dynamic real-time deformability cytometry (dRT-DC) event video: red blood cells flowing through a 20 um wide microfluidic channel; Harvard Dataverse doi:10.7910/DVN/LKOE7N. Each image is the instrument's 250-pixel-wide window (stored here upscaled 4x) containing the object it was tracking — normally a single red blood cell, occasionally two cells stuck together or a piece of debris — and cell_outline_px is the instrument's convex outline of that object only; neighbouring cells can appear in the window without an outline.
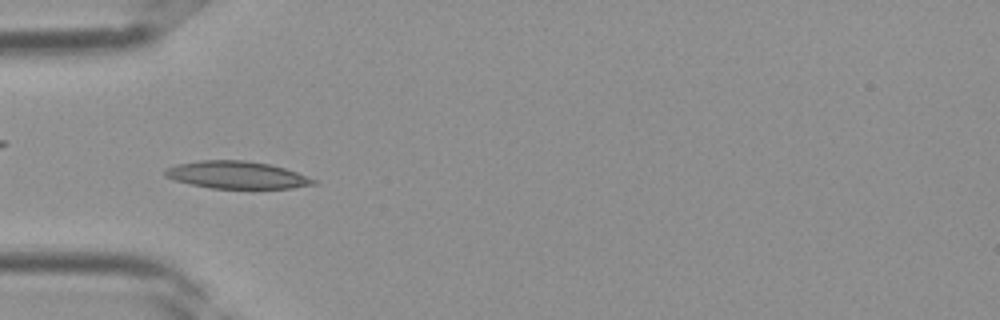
{"species": "Egyptian fruit bat (a non-hibernating species)", "species_latin": "Rousettus aegyptiacus", "temperature_condition": "room temperature", "stored_images_in_passage": 36, "camera_frame_rate_fps": 3000, "um_per_image_px": 0.085, "frame": {"image": 1, "passage_image": 11, "time_ms": 3.333, "image_size_px": [1000, 320], "cell_outline_px": [[316, 184], [292, 188], [212, 188], [192, 184], [176, 180], [164, 176], [164, 168], [176, 164], [200, 160], [244, 160], [268, 164], [284, 168], [296, 172], [316, 180]], "centroid_in_image_um": [20.09, 14.86], "position_along_channel_um": 64.9, "area_um2": 23.47}}
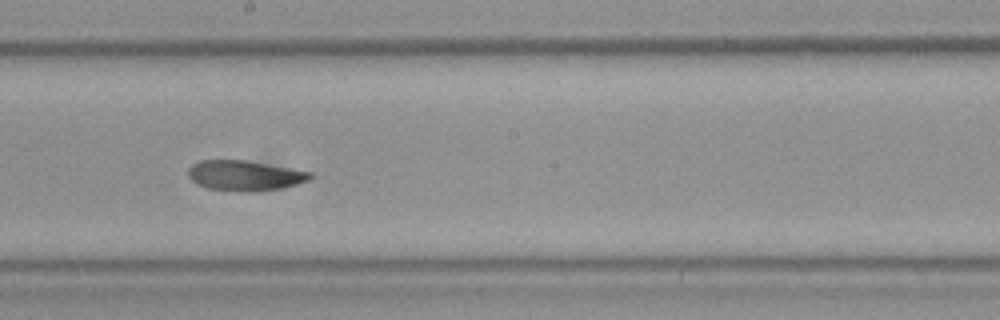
{"frame": {"image": 2, "passage_image": 20, "time_ms": 6.333, "image_size_px": [1000, 320], "cell_outline_px": [[312, 176], [308, 180], [296, 184], [280, 188], [208, 188], [192, 180], [188, 176], [188, 168], [192, 164], [200, 160], [248, 160], [312, 172]], "centroid_in_image_um": [20.79, 14.84], "position_along_channel_um": 227.4, "area_um2": 20.23}}
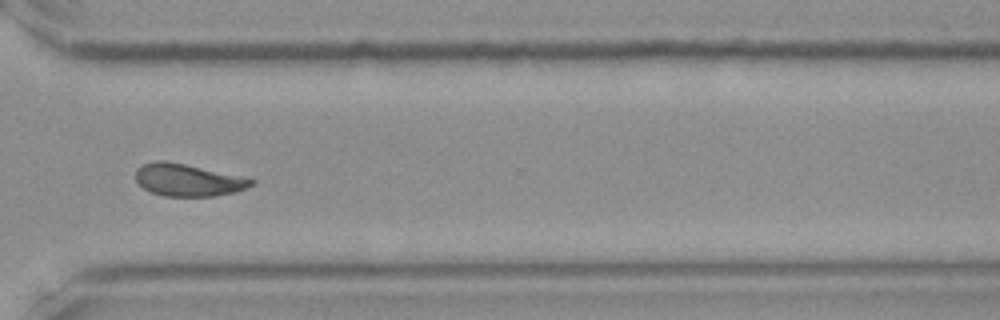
{"frame": {"image": 3, "passage_image": 27, "time_ms": 8.667, "image_size_px": [1000, 320], "cell_outline_px": [[256, 184], [236, 192], [216, 196], [164, 196], [152, 192], [144, 188], [136, 180], [136, 168], [140, 164], [156, 160], [164, 160], [244, 176], [256, 180]], "centroid_in_image_um": [16.01, 15.29], "position_along_channel_um": 354.6, "area_um2": 21.96}}